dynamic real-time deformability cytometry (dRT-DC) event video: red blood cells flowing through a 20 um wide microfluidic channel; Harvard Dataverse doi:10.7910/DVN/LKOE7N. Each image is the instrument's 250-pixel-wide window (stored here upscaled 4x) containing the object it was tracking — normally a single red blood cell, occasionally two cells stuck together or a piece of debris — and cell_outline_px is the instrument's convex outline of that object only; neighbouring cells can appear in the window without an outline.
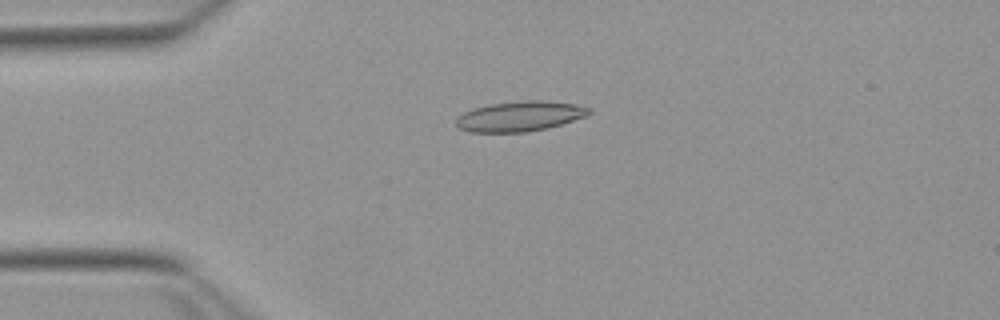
{"species": "Egyptian fruit bat (a non-hibernating species)", "species_latin": "Rousettus aegyptiacus", "temperature_condition": "warm", "stored_images_in_passage": 52, "camera_frame_rate_fps": 3000, "um_per_image_px": 0.085, "animal": {"sex": "female"}, "frame": {"image": 1, "passage_image": 12, "time_ms": 3.667, "image_size_px": [1000, 320], "cell_outline_px": [[592, 112], [584, 116], [548, 128], [528, 132], [468, 132], [460, 128], [456, 124], [456, 116], [472, 108], [492, 104], [524, 100], [544, 100], [576, 104], [592, 108]], "centroid_in_image_um": [44.17, 9.88], "position_along_channel_um": 40.8, "area_um2": 23.35}}
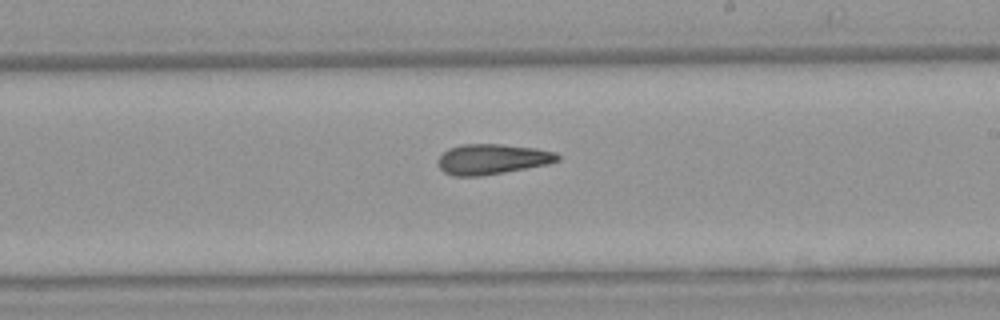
{"frame": {"image": 2, "passage_image": 30, "time_ms": 9.667, "image_size_px": [1000, 320], "cell_outline_px": [[560, 160], [548, 164], [504, 172], [480, 176], [452, 176], [444, 172], [436, 164], [436, 160], [448, 148], [460, 144], [504, 144], [536, 148], [556, 152], [560, 156]], "centroid_in_image_um": [41.81, 13.52], "position_along_channel_um": 247.2, "area_um2": 21.33}}
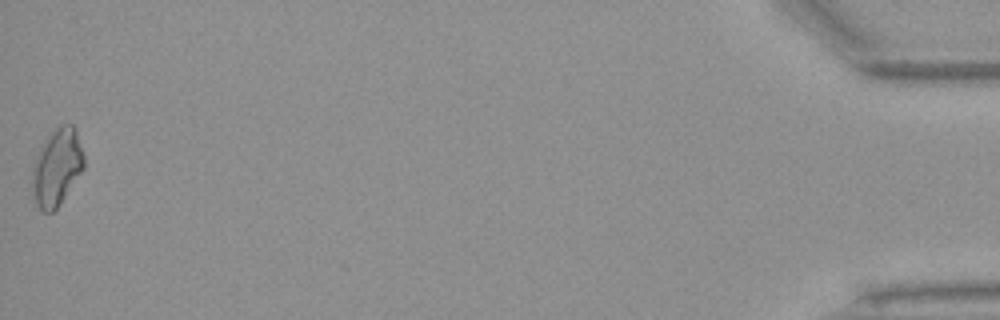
{"frame": {"image": 3, "passage_image": 52, "time_ms": 17.0, "image_size_px": [1000, 320], "cell_outline_px": [[84, 168], [56, 208], [52, 212], [44, 212], [36, 204], [32, 184], [32, 168], [40, 144], [60, 124], [72, 124], [76, 132], [84, 156]], "centroid_in_image_um": [4.82, 14.19], "position_along_channel_um": 430.4, "area_um2": 22.83}, "authors_computed_cell_mechanics": {"area_um2": 21.386, "velocity_mm_per_s": 3.8653, "shape_relaxation_time_tau1_ms": null, "shape_relaxation_time_tau2_ms": 5.048, "deformation_change_tau1": null, "deformation_change_tau2": 0.1411}}